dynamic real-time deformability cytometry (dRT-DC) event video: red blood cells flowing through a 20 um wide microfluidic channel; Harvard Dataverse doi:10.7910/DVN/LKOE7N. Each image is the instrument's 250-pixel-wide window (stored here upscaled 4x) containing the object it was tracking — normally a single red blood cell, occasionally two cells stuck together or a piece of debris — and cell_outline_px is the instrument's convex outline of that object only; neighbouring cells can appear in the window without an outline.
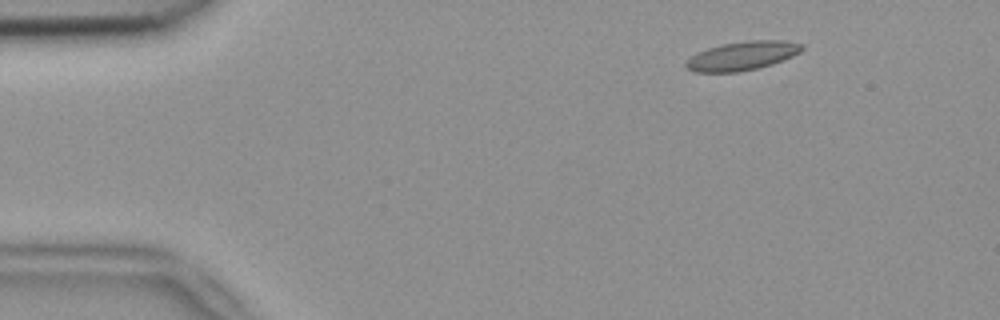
{"species": "common noctule bat (a hibernating species)", "species_latin": "Nyctalus noctula", "temperature_condition": "room temperature", "stored_images_in_passage": 49, "camera_frame_rate_fps": 3000, "um_per_image_px": 0.085, "animal": {"sex": "female", "body_mass_g": 18.4}, "frame": {"image": 1, "passage_image": 3, "time_ms": 0.667, "image_size_px": [1000, 320], "cell_outline_px": [[804, 48], [800, 52], [792, 56], [772, 64], [756, 68], [736, 72], [696, 72], [688, 68], [684, 64], [696, 52], [720, 44], [748, 40], [780, 40], [804, 44]], "centroid_in_image_um": [63.1, 4.73], "position_along_channel_um": 21.9, "area_um2": 19.36}}
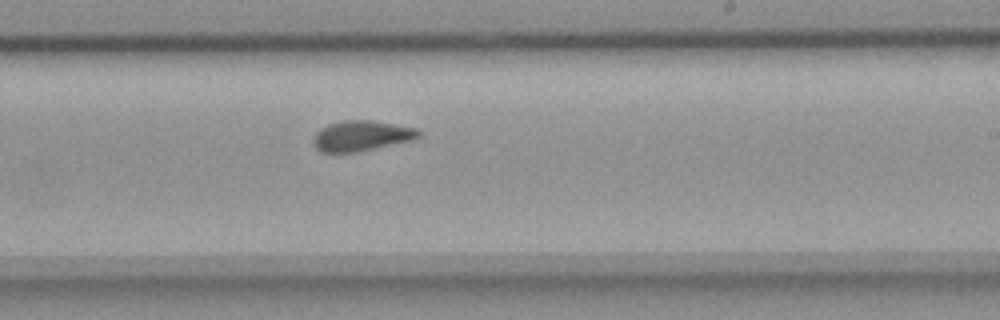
{"frame": {"image": 2, "passage_image": 28, "time_ms": 9.0, "image_size_px": [1000, 320], "cell_outline_px": [[420, 136], [412, 140], [356, 152], [320, 152], [312, 144], [312, 140], [316, 132], [320, 128], [328, 124], [344, 120], [372, 120], [416, 128], [420, 132]], "centroid_in_image_um": [30.68, 11.54], "position_along_channel_um": 258.3, "area_um2": 18.61}}
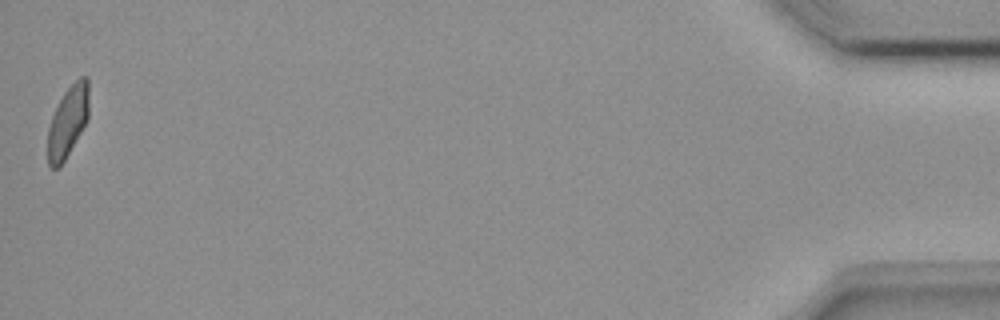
{"frame": {"image": 3, "passage_image": 49, "time_ms": 16.0, "image_size_px": [1000, 320], "cell_outline_px": [[88, 120], [60, 168], [52, 168], [48, 164], [48, 128], [52, 116], [64, 92], [80, 76], [88, 76]], "centroid_in_image_um": [5.77, 10.35], "position_along_channel_um": 429.4, "area_um2": 16.99}, "authors_computed_cell_mechanics": {"area_um2": 18.496, "velocity_mm_per_s": 3.7938, "shape_relaxation_time_tau1_ms": 6.1347, "shape_relaxation_time_tau2_ms": 1.5499, "deformation_change_tau1": 0.1428, "deformation_change_tau2": 0.0727}}